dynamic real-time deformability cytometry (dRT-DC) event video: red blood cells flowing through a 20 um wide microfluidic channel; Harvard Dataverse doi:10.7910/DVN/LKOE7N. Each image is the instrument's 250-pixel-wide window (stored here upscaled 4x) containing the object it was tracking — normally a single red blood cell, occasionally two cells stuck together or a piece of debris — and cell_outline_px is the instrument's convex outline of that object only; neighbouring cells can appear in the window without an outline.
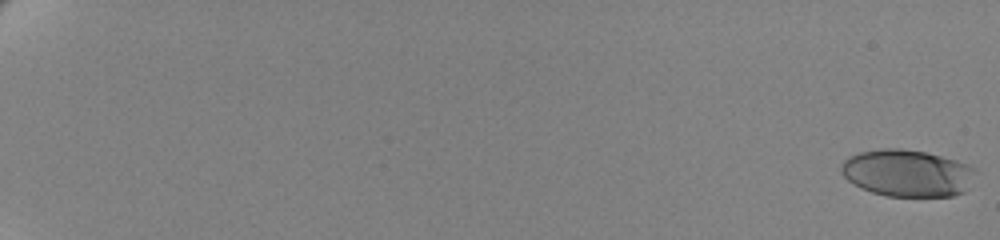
{"species": "human", "species_latin": "Homo sapiens", "temperature_condition": "cold", "stored_images_in_passage": 63, "camera_frame_rate_fps": 3000, "um_per_image_px": 0.085, "donor": {"sex": "female"}, "frame": {"image": 1, "passage_image": 1, "time_ms": 0.0, "image_size_px": [1000, 240], "cell_outline_px": [[976, 168], [964, 192], [952, 196], [888, 196], [872, 192], [860, 188], [852, 184], [840, 172], [840, 168], [844, 160], [848, 156], [860, 152], [880, 148], [900, 148], [924, 152], [956, 160], [968, 164]], "centroid_in_image_um": [77.06, 14.7], "position_along_channel_um": 7.9, "area_um2": 36.7}}
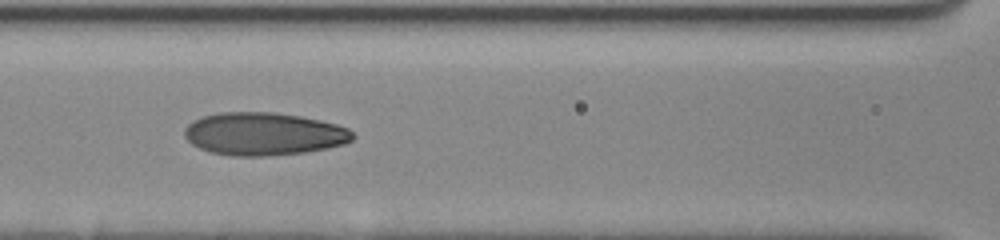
{"frame": {"image": 2, "passage_image": 33, "time_ms": 10.667, "image_size_px": [1000, 240], "cell_outline_px": [[356, 136], [352, 140], [344, 144], [328, 148], [304, 152], [268, 156], [232, 156], [212, 152], [200, 148], [192, 144], [184, 136], [184, 128], [192, 120], [204, 116], [220, 112], [272, 112], [300, 116], [320, 120], [336, 124], [348, 128]], "centroid_in_image_um": [22.42, 11.38], "position_along_channel_um": 144.2, "area_um2": 42.08}}
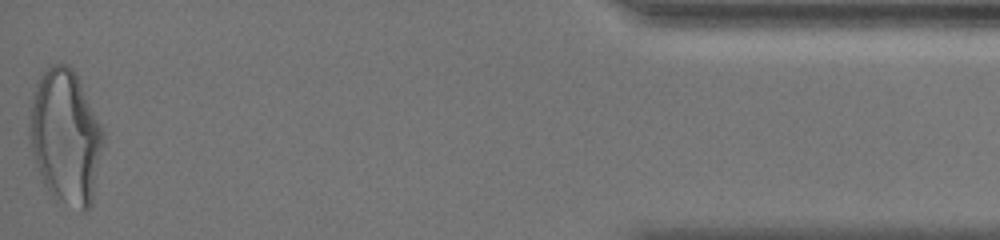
{"frame": {"image": 3, "passage_image": 63, "time_ms": 20.667, "image_size_px": [1000, 240], "cell_outline_px": [[104, 140], [92, 204], [84, 212], [80, 212], [56, 200], [52, 196], [44, 184], [28, 136], [28, 116], [36, 84], [44, 68], [52, 64], [68, 64], [76, 72], [104, 132]], "centroid_in_image_um": [5.57, 11.63], "position_along_channel_um": 429.6, "area_um2": 58.03}, "authors_computed_cell_mechanics": {"area_um2": 39.8242, "velocity_mm_per_s": 3.4521, "shape_relaxation_time_tau1_ms": 4.9723, "shape_relaxation_time_tau2_ms": 1.294, "deformation_change_tau1": 0.1758, "deformation_change_tau2": 0.0758}}